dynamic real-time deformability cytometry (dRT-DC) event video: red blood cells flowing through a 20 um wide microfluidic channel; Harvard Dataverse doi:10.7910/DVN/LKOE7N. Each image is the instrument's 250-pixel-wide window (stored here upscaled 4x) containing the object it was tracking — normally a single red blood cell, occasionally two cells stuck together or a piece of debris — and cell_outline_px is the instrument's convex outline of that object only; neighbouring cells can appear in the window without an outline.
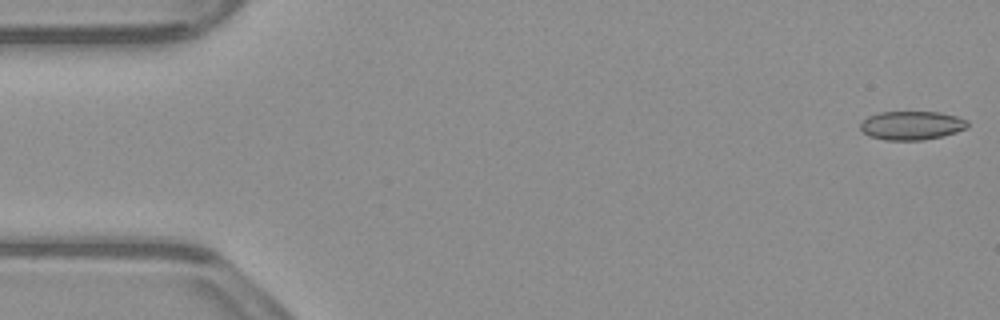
{"species": "common noctule bat (a hibernating species)", "species_latin": "Nyctalus noctula", "temperature_condition": "warm", "stored_images_in_passage": 53, "camera_frame_rate_fps": 3000, "um_per_image_px": 0.085, "animal": {"sex": "male", "body_mass_g": 23.1, "forearm_length_mm": 52.7}, "frame": {"image": 1, "passage_image": 1, "time_ms": 0.0, "image_size_px": [1000, 320], "cell_outline_px": [[968, 128], [944, 136], [924, 140], [884, 140], [868, 136], [860, 128], [860, 124], [868, 116], [880, 112], [940, 112], [956, 116], [968, 120]], "centroid_in_image_um": [77.51, 10.67], "position_along_channel_um": 7.5, "area_um2": 18.09}}
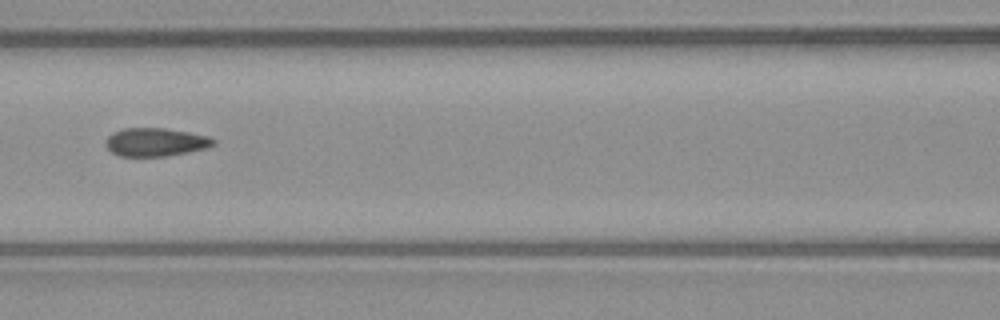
{"frame": {"image": 2, "passage_image": 23, "time_ms": 7.333, "image_size_px": [1000, 320], "cell_outline_px": [[216, 144], [208, 148], [168, 156], [120, 156], [112, 152], [104, 144], [104, 140], [112, 132], [124, 128], [164, 128], [188, 132], [208, 136], [216, 140]], "centroid_in_image_um": [13.22, 12.08], "position_along_channel_um": 153.4, "area_um2": 17.92}}
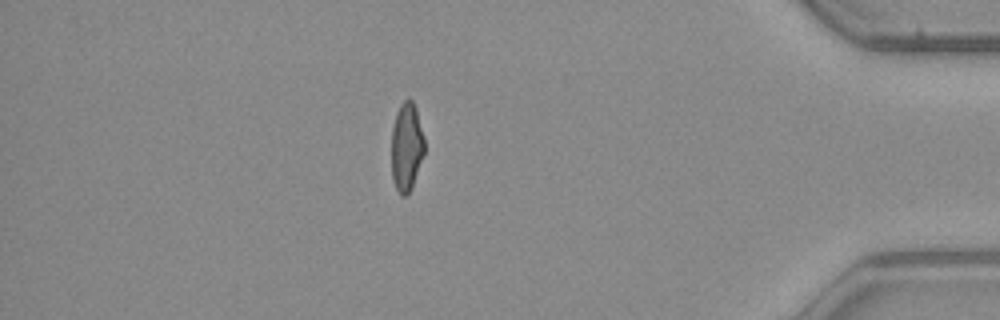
{"frame": {"image": 3, "passage_image": 46, "time_ms": 15.0, "image_size_px": [1000, 320], "cell_outline_px": [[424, 152], [412, 188], [408, 196], [400, 196], [396, 188], [392, 176], [392, 128], [396, 112], [400, 104], [408, 96], [412, 100], [416, 108], [424, 136]], "centroid_in_image_um": [34.56, 12.47], "position_along_channel_um": 400.6, "area_um2": 17.17}, "authors_computed_cell_mechanics": {"area_um2": 18.207, "velocity_mm_per_s": 3.8363, "shape_relaxation_time_tau1_ms": null, "shape_relaxation_time_tau2_ms": 1.0723, "deformation_change_tau1": null, "deformation_change_tau2": 0.0673}}